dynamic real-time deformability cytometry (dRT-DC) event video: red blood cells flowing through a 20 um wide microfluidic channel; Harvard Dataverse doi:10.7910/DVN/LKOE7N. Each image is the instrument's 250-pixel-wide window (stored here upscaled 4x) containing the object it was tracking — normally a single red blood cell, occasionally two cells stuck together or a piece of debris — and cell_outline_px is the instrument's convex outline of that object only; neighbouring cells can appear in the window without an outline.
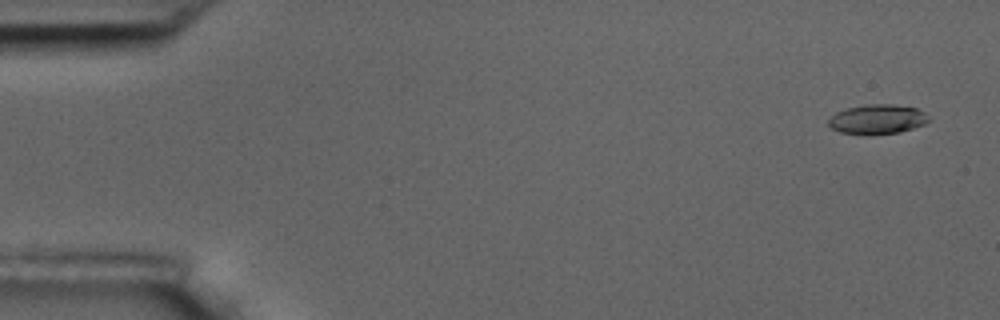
{"species": "common noctule bat (a hibernating species)", "species_latin": "Nyctalus noctula", "temperature_condition": "room temperature", "stored_images_in_passage": 58, "camera_frame_rate_fps": 3000, "um_per_image_px": 0.085, "animal": {"sex": "male", "body_mass_g": 17.5, "forearm_length_mm": 52.3}, "frame": {"image": 1, "passage_image": 3, "time_ms": 0.667, "image_size_px": [1000, 320], "cell_outline_px": [[932, 120], [924, 124], [900, 132], [868, 136], [840, 132], [832, 128], [828, 124], [828, 120], [836, 112], [848, 108], [868, 104], [892, 104], [916, 108], [924, 112]], "centroid_in_image_um": [74.58, 10.15], "position_along_channel_um": 10.4, "area_um2": 17.46}}
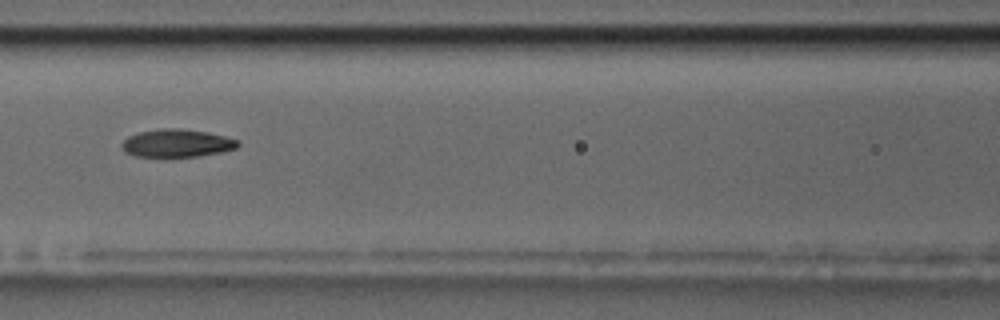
{"frame": {"image": 2, "passage_image": 26, "time_ms": 8.333, "image_size_px": [1000, 320], "cell_outline_px": [[240, 144], [236, 148], [220, 152], [196, 156], [136, 156], [128, 152], [120, 144], [128, 136], [140, 132], [160, 128], [180, 128], [208, 132], [240, 140]], "centroid_in_image_um": [15.07, 12.15], "position_along_channel_um": 151.5, "area_um2": 18.61}}
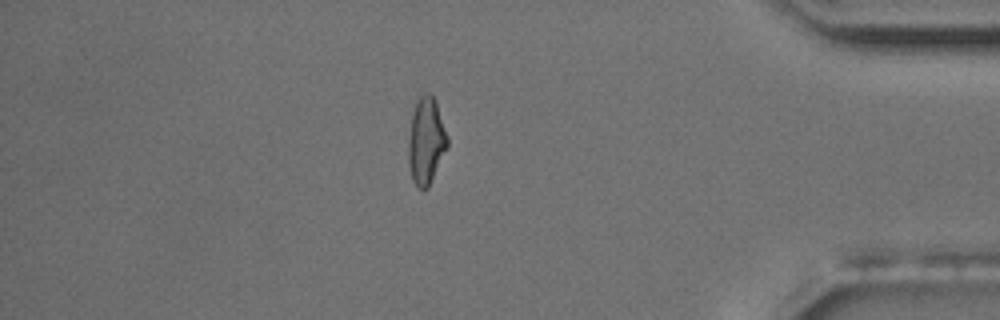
{"frame": {"image": 3, "passage_image": 50, "time_ms": 16.333, "image_size_px": [1000, 320], "cell_outline_px": [[448, 148], [428, 188], [416, 188], [412, 180], [408, 164], [408, 144], [412, 112], [416, 100], [424, 92], [428, 92], [432, 96], [436, 104], [448, 136]], "centroid_in_image_um": [36.21, 12.01], "position_along_channel_um": 399.0, "area_um2": 19.88}, "authors_computed_cell_mechanics": {"area_um2": 18.8428, "velocity_mm_per_s": 3.537, "shape_relaxation_time_tau1_ms": 4.7535, "shape_relaxation_time_tau2_ms": 3.295, "deformation_change_tau1": 0.1797, "deformation_change_tau2": 0.1063}}